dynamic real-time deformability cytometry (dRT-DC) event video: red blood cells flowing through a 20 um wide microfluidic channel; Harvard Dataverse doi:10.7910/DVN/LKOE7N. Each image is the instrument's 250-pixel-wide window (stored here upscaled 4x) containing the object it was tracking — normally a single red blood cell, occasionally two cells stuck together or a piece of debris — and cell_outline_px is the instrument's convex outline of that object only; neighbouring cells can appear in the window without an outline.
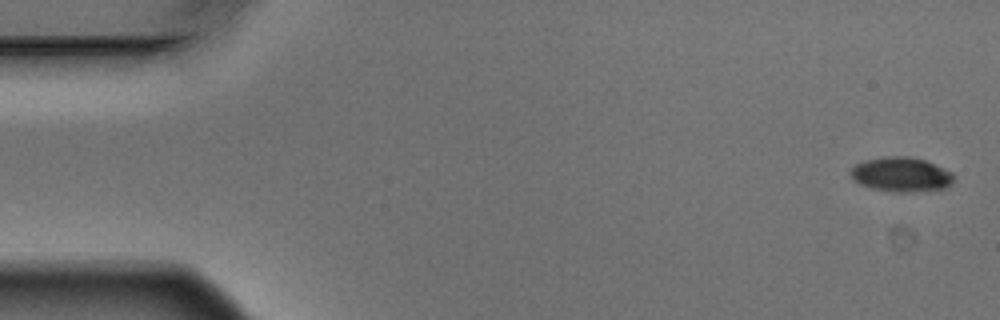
{"species": "Egyptian fruit bat (a non-hibernating species)", "species_latin": "Rousettus aegyptiacus", "temperature_condition": "warm", "stored_images_in_passage": 6, "segment_of_instrument_passage": [1, 2], "camera_frame_rate_fps": 3000, "um_per_image_px": 0.085, "animal": {"sex": "male"}, "frame": {"image": 1, "passage_image": 1, "time_ms": 0.0, "image_size_px": [1000, 320], "cell_outline_px": [[956, 176], [952, 184], [944, 188], [912, 192], [900, 192], [872, 188], [860, 184], [852, 180], [848, 172], [856, 164], [864, 160], [884, 156], [912, 156], [924, 160], [952, 172]], "centroid_in_image_um": [76.59, 14.82], "position_along_channel_um": 8.4, "area_um2": 20.92}}